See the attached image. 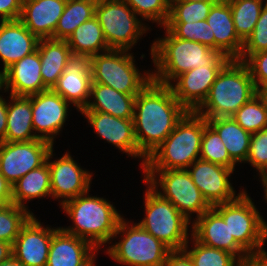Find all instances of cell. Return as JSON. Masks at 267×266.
<instances>
[{"label": "cell", "mask_w": 267, "mask_h": 266, "mask_svg": "<svg viewBox=\"0 0 267 266\" xmlns=\"http://www.w3.org/2000/svg\"><path fill=\"white\" fill-rule=\"evenodd\" d=\"M187 112L169 85L151 80L135 98L133 125L139 151L147 158Z\"/></svg>", "instance_id": "1"}, {"label": "cell", "mask_w": 267, "mask_h": 266, "mask_svg": "<svg viewBox=\"0 0 267 266\" xmlns=\"http://www.w3.org/2000/svg\"><path fill=\"white\" fill-rule=\"evenodd\" d=\"M165 37L155 39L151 59L155 65L152 80L170 85L179 75L204 65H226L231 59L217 50L186 39L175 37L165 26Z\"/></svg>", "instance_id": "2"}, {"label": "cell", "mask_w": 267, "mask_h": 266, "mask_svg": "<svg viewBox=\"0 0 267 266\" xmlns=\"http://www.w3.org/2000/svg\"><path fill=\"white\" fill-rule=\"evenodd\" d=\"M63 210L73 221L72 227H61L66 233L84 239L97 250L111 243L123 218L117 209L103 197L88 192L66 201Z\"/></svg>", "instance_id": "3"}, {"label": "cell", "mask_w": 267, "mask_h": 266, "mask_svg": "<svg viewBox=\"0 0 267 266\" xmlns=\"http://www.w3.org/2000/svg\"><path fill=\"white\" fill-rule=\"evenodd\" d=\"M205 117L188 111L163 143L146 159L142 170L187 169L200 159Z\"/></svg>", "instance_id": "4"}, {"label": "cell", "mask_w": 267, "mask_h": 266, "mask_svg": "<svg viewBox=\"0 0 267 266\" xmlns=\"http://www.w3.org/2000/svg\"><path fill=\"white\" fill-rule=\"evenodd\" d=\"M256 95V87L244 62L231 59L218 73L203 104L195 111L209 118L231 117Z\"/></svg>", "instance_id": "5"}, {"label": "cell", "mask_w": 267, "mask_h": 266, "mask_svg": "<svg viewBox=\"0 0 267 266\" xmlns=\"http://www.w3.org/2000/svg\"><path fill=\"white\" fill-rule=\"evenodd\" d=\"M213 208L228 223L235 241L251 257L267 255L263 246L267 240V222L247 191L244 190L235 200L214 205Z\"/></svg>", "instance_id": "6"}, {"label": "cell", "mask_w": 267, "mask_h": 266, "mask_svg": "<svg viewBox=\"0 0 267 266\" xmlns=\"http://www.w3.org/2000/svg\"><path fill=\"white\" fill-rule=\"evenodd\" d=\"M130 223L124 218L120 220L113 238L122 235L121 240L109 246L106 254L122 265L164 266L171 249L138 223Z\"/></svg>", "instance_id": "7"}, {"label": "cell", "mask_w": 267, "mask_h": 266, "mask_svg": "<svg viewBox=\"0 0 267 266\" xmlns=\"http://www.w3.org/2000/svg\"><path fill=\"white\" fill-rule=\"evenodd\" d=\"M143 182L148 186L144 194L146 215L138 224L171 250L183 249L189 241L188 227L192 222L146 181Z\"/></svg>", "instance_id": "8"}, {"label": "cell", "mask_w": 267, "mask_h": 266, "mask_svg": "<svg viewBox=\"0 0 267 266\" xmlns=\"http://www.w3.org/2000/svg\"><path fill=\"white\" fill-rule=\"evenodd\" d=\"M110 49L91 57L92 82L112 87L116 91L137 95L151 80V71L140 73L133 53Z\"/></svg>", "instance_id": "9"}, {"label": "cell", "mask_w": 267, "mask_h": 266, "mask_svg": "<svg viewBox=\"0 0 267 266\" xmlns=\"http://www.w3.org/2000/svg\"><path fill=\"white\" fill-rule=\"evenodd\" d=\"M142 171L143 180L170 201L188 221L191 222L192 214L195 213L197 219L211 208L187 169Z\"/></svg>", "instance_id": "10"}, {"label": "cell", "mask_w": 267, "mask_h": 266, "mask_svg": "<svg viewBox=\"0 0 267 266\" xmlns=\"http://www.w3.org/2000/svg\"><path fill=\"white\" fill-rule=\"evenodd\" d=\"M95 17L109 49L131 51L150 29L124 0H98Z\"/></svg>", "instance_id": "11"}, {"label": "cell", "mask_w": 267, "mask_h": 266, "mask_svg": "<svg viewBox=\"0 0 267 266\" xmlns=\"http://www.w3.org/2000/svg\"><path fill=\"white\" fill-rule=\"evenodd\" d=\"M53 145L45 140L0 143V174L13 185L29 171L42 166Z\"/></svg>", "instance_id": "12"}, {"label": "cell", "mask_w": 267, "mask_h": 266, "mask_svg": "<svg viewBox=\"0 0 267 266\" xmlns=\"http://www.w3.org/2000/svg\"><path fill=\"white\" fill-rule=\"evenodd\" d=\"M53 152L52 148L46 160L50 170L51 194L55 200L61 198L60 206H62L66 201L90 191L93 173L83 170L69 152L51 161Z\"/></svg>", "instance_id": "13"}, {"label": "cell", "mask_w": 267, "mask_h": 266, "mask_svg": "<svg viewBox=\"0 0 267 266\" xmlns=\"http://www.w3.org/2000/svg\"><path fill=\"white\" fill-rule=\"evenodd\" d=\"M70 103L52 89L31 95L32 123L38 139L54 145L68 118Z\"/></svg>", "instance_id": "14"}, {"label": "cell", "mask_w": 267, "mask_h": 266, "mask_svg": "<svg viewBox=\"0 0 267 266\" xmlns=\"http://www.w3.org/2000/svg\"><path fill=\"white\" fill-rule=\"evenodd\" d=\"M187 171L211 207L233 201L244 191L242 189L236 196L235 188L229 180L234 171L231 168L197 159Z\"/></svg>", "instance_id": "15"}, {"label": "cell", "mask_w": 267, "mask_h": 266, "mask_svg": "<svg viewBox=\"0 0 267 266\" xmlns=\"http://www.w3.org/2000/svg\"><path fill=\"white\" fill-rule=\"evenodd\" d=\"M80 113L85 116L99 138L112 143L128 157L143 159L140 164L143 168L147 158L139 151L133 119H123L97 111H80Z\"/></svg>", "instance_id": "16"}, {"label": "cell", "mask_w": 267, "mask_h": 266, "mask_svg": "<svg viewBox=\"0 0 267 266\" xmlns=\"http://www.w3.org/2000/svg\"><path fill=\"white\" fill-rule=\"evenodd\" d=\"M91 84V57L72 55L52 90L81 111L89 103Z\"/></svg>", "instance_id": "17"}, {"label": "cell", "mask_w": 267, "mask_h": 266, "mask_svg": "<svg viewBox=\"0 0 267 266\" xmlns=\"http://www.w3.org/2000/svg\"><path fill=\"white\" fill-rule=\"evenodd\" d=\"M33 215L12 244V256L25 266H46L53 234L60 227H44Z\"/></svg>", "instance_id": "18"}, {"label": "cell", "mask_w": 267, "mask_h": 266, "mask_svg": "<svg viewBox=\"0 0 267 266\" xmlns=\"http://www.w3.org/2000/svg\"><path fill=\"white\" fill-rule=\"evenodd\" d=\"M224 66L204 65L191 69L179 75L169 86L178 102L187 111L195 112L206 100L212 84Z\"/></svg>", "instance_id": "19"}, {"label": "cell", "mask_w": 267, "mask_h": 266, "mask_svg": "<svg viewBox=\"0 0 267 266\" xmlns=\"http://www.w3.org/2000/svg\"><path fill=\"white\" fill-rule=\"evenodd\" d=\"M191 235L200 243L225 250L235 255L240 261L246 260L251 256L235 241L228 223H225L222 216L211 207L199 218L194 219L191 225Z\"/></svg>", "instance_id": "20"}, {"label": "cell", "mask_w": 267, "mask_h": 266, "mask_svg": "<svg viewBox=\"0 0 267 266\" xmlns=\"http://www.w3.org/2000/svg\"><path fill=\"white\" fill-rule=\"evenodd\" d=\"M38 50L13 63L1 74L2 89L15 96H30L48 90L41 76Z\"/></svg>", "instance_id": "21"}, {"label": "cell", "mask_w": 267, "mask_h": 266, "mask_svg": "<svg viewBox=\"0 0 267 266\" xmlns=\"http://www.w3.org/2000/svg\"><path fill=\"white\" fill-rule=\"evenodd\" d=\"M97 251L88 241L60 227L52 236L46 266H87L96 258Z\"/></svg>", "instance_id": "22"}, {"label": "cell", "mask_w": 267, "mask_h": 266, "mask_svg": "<svg viewBox=\"0 0 267 266\" xmlns=\"http://www.w3.org/2000/svg\"><path fill=\"white\" fill-rule=\"evenodd\" d=\"M39 39L18 19L0 21L2 74L13 63L37 50Z\"/></svg>", "instance_id": "23"}, {"label": "cell", "mask_w": 267, "mask_h": 266, "mask_svg": "<svg viewBox=\"0 0 267 266\" xmlns=\"http://www.w3.org/2000/svg\"><path fill=\"white\" fill-rule=\"evenodd\" d=\"M65 0H23L20 21L38 38H52Z\"/></svg>", "instance_id": "24"}, {"label": "cell", "mask_w": 267, "mask_h": 266, "mask_svg": "<svg viewBox=\"0 0 267 266\" xmlns=\"http://www.w3.org/2000/svg\"><path fill=\"white\" fill-rule=\"evenodd\" d=\"M215 38V50L230 59H238L244 42L238 37L232 18V11L227 1L215 3L206 18Z\"/></svg>", "instance_id": "25"}, {"label": "cell", "mask_w": 267, "mask_h": 266, "mask_svg": "<svg viewBox=\"0 0 267 266\" xmlns=\"http://www.w3.org/2000/svg\"><path fill=\"white\" fill-rule=\"evenodd\" d=\"M88 105L81 111H97L123 119H133L137 95L116 91L112 87L92 82Z\"/></svg>", "instance_id": "26"}, {"label": "cell", "mask_w": 267, "mask_h": 266, "mask_svg": "<svg viewBox=\"0 0 267 266\" xmlns=\"http://www.w3.org/2000/svg\"><path fill=\"white\" fill-rule=\"evenodd\" d=\"M7 102V127L5 142H28L38 139L32 123L31 95L10 94Z\"/></svg>", "instance_id": "27"}, {"label": "cell", "mask_w": 267, "mask_h": 266, "mask_svg": "<svg viewBox=\"0 0 267 266\" xmlns=\"http://www.w3.org/2000/svg\"><path fill=\"white\" fill-rule=\"evenodd\" d=\"M37 50L41 60V76L44 85L52 89L72 56L66 40L39 39Z\"/></svg>", "instance_id": "28"}, {"label": "cell", "mask_w": 267, "mask_h": 266, "mask_svg": "<svg viewBox=\"0 0 267 266\" xmlns=\"http://www.w3.org/2000/svg\"><path fill=\"white\" fill-rule=\"evenodd\" d=\"M218 133L230 158L237 164L244 163L248 156L251 133L245 131L232 117L206 119Z\"/></svg>", "instance_id": "29"}, {"label": "cell", "mask_w": 267, "mask_h": 266, "mask_svg": "<svg viewBox=\"0 0 267 266\" xmlns=\"http://www.w3.org/2000/svg\"><path fill=\"white\" fill-rule=\"evenodd\" d=\"M52 197L50 170L47 161L40 167L29 171L12 185V203L28 209L25 201Z\"/></svg>", "instance_id": "30"}, {"label": "cell", "mask_w": 267, "mask_h": 266, "mask_svg": "<svg viewBox=\"0 0 267 266\" xmlns=\"http://www.w3.org/2000/svg\"><path fill=\"white\" fill-rule=\"evenodd\" d=\"M66 42L72 55L92 57L110 50L95 16L77 27Z\"/></svg>", "instance_id": "31"}, {"label": "cell", "mask_w": 267, "mask_h": 266, "mask_svg": "<svg viewBox=\"0 0 267 266\" xmlns=\"http://www.w3.org/2000/svg\"><path fill=\"white\" fill-rule=\"evenodd\" d=\"M97 1L81 0L67 2L58 20L53 39L67 40L82 23L95 16Z\"/></svg>", "instance_id": "32"}, {"label": "cell", "mask_w": 267, "mask_h": 266, "mask_svg": "<svg viewBox=\"0 0 267 266\" xmlns=\"http://www.w3.org/2000/svg\"><path fill=\"white\" fill-rule=\"evenodd\" d=\"M229 2L235 31L238 37L245 40L252 34L263 9L264 0H237Z\"/></svg>", "instance_id": "33"}, {"label": "cell", "mask_w": 267, "mask_h": 266, "mask_svg": "<svg viewBox=\"0 0 267 266\" xmlns=\"http://www.w3.org/2000/svg\"><path fill=\"white\" fill-rule=\"evenodd\" d=\"M193 246L189 249V241L183 248L191 257L194 266H239L240 260L233 254L198 242L191 235Z\"/></svg>", "instance_id": "34"}, {"label": "cell", "mask_w": 267, "mask_h": 266, "mask_svg": "<svg viewBox=\"0 0 267 266\" xmlns=\"http://www.w3.org/2000/svg\"><path fill=\"white\" fill-rule=\"evenodd\" d=\"M33 215L29 209L13 203L0 206V241L13 244L21 228Z\"/></svg>", "instance_id": "35"}, {"label": "cell", "mask_w": 267, "mask_h": 266, "mask_svg": "<svg viewBox=\"0 0 267 266\" xmlns=\"http://www.w3.org/2000/svg\"><path fill=\"white\" fill-rule=\"evenodd\" d=\"M200 159L231 168L235 171L236 163L230 158L218 133L209 124L204 127Z\"/></svg>", "instance_id": "36"}, {"label": "cell", "mask_w": 267, "mask_h": 266, "mask_svg": "<svg viewBox=\"0 0 267 266\" xmlns=\"http://www.w3.org/2000/svg\"><path fill=\"white\" fill-rule=\"evenodd\" d=\"M165 27L177 38L207 45L215 50V38L206 20L197 22H167Z\"/></svg>", "instance_id": "37"}, {"label": "cell", "mask_w": 267, "mask_h": 266, "mask_svg": "<svg viewBox=\"0 0 267 266\" xmlns=\"http://www.w3.org/2000/svg\"><path fill=\"white\" fill-rule=\"evenodd\" d=\"M231 117L251 134L267 128V113L257 95L242 105Z\"/></svg>", "instance_id": "38"}, {"label": "cell", "mask_w": 267, "mask_h": 266, "mask_svg": "<svg viewBox=\"0 0 267 266\" xmlns=\"http://www.w3.org/2000/svg\"><path fill=\"white\" fill-rule=\"evenodd\" d=\"M220 1L188 2L172 0L170 15L167 22H197L206 20L212 6Z\"/></svg>", "instance_id": "39"}, {"label": "cell", "mask_w": 267, "mask_h": 266, "mask_svg": "<svg viewBox=\"0 0 267 266\" xmlns=\"http://www.w3.org/2000/svg\"><path fill=\"white\" fill-rule=\"evenodd\" d=\"M136 13L137 16L142 17L152 23H157L160 27L166 25L170 15V1L169 0H124ZM144 18V19H143Z\"/></svg>", "instance_id": "40"}, {"label": "cell", "mask_w": 267, "mask_h": 266, "mask_svg": "<svg viewBox=\"0 0 267 266\" xmlns=\"http://www.w3.org/2000/svg\"><path fill=\"white\" fill-rule=\"evenodd\" d=\"M264 3L254 30L245 40L242 53L237 59L241 62H245L252 54L267 50V0Z\"/></svg>", "instance_id": "41"}, {"label": "cell", "mask_w": 267, "mask_h": 266, "mask_svg": "<svg viewBox=\"0 0 267 266\" xmlns=\"http://www.w3.org/2000/svg\"><path fill=\"white\" fill-rule=\"evenodd\" d=\"M244 163L259 172L267 164V128L251 134L248 156Z\"/></svg>", "instance_id": "42"}, {"label": "cell", "mask_w": 267, "mask_h": 266, "mask_svg": "<svg viewBox=\"0 0 267 266\" xmlns=\"http://www.w3.org/2000/svg\"><path fill=\"white\" fill-rule=\"evenodd\" d=\"M256 88L267 86V50L252 54L245 62Z\"/></svg>", "instance_id": "43"}, {"label": "cell", "mask_w": 267, "mask_h": 266, "mask_svg": "<svg viewBox=\"0 0 267 266\" xmlns=\"http://www.w3.org/2000/svg\"><path fill=\"white\" fill-rule=\"evenodd\" d=\"M23 0H0V20H18L22 12Z\"/></svg>", "instance_id": "44"}, {"label": "cell", "mask_w": 267, "mask_h": 266, "mask_svg": "<svg viewBox=\"0 0 267 266\" xmlns=\"http://www.w3.org/2000/svg\"><path fill=\"white\" fill-rule=\"evenodd\" d=\"M164 266H194L189 254L184 250H171Z\"/></svg>", "instance_id": "45"}, {"label": "cell", "mask_w": 267, "mask_h": 266, "mask_svg": "<svg viewBox=\"0 0 267 266\" xmlns=\"http://www.w3.org/2000/svg\"><path fill=\"white\" fill-rule=\"evenodd\" d=\"M12 204V185L0 174V206Z\"/></svg>", "instance_id": "46"}, {"label": "cell", "mask_w": 267, "mask_h": 266, "mask_svg": "<svg viewBox=\"0 0 267 266\" xmlns=\"http://www.w3.org/2000/svg\"><path fill=\"white\" fill-rule=\"evenodd\" d=\"M7 127V100L0 94V143L5 142Z\"/></svg>", "instance_id": "47"}, {"label": "cell", "mask_w": 267, "mask_h": 266, "mask_svg": "<svg viewBox=\"0 0 267 266\" xmlns=\"http://www.w3.org/2000/svg\"><path fill=\"white\" fill-rule=\"evenodd\" d=\"M239 266H267V255L250 257L240 262Z\"/></svg>", "instance_id": "48"}, {"label": "cell", "mask_w": 267, "mask_h": 266, "mask_svg": "<svg viewBox=\"0 0 267 266\" xmlns=\"http://www.w3.org/2000/svg\"><path fill=\"white\" fill-rule=\"evenodd\" d=\"M12 257V244L0 241V263Z\"/></svg>", "instance_id": "49"}, {"label": "cell", "mask_w": 267, "mask_h": 266, "mask_svg": "<svg viewBox=\"0 0 267 266\" xmlns=\"http://www.w3.org/2000/svg\"><path fill=\"white\" fill-rule=\"evenodd\" d=\"M256 95L260 99L266 113H267V86L256 88Z\"/></svg>", "instance_id": "50"}, {"label": "cell", "mask_w": 267, "mask_h": 266, "mask_svg": "<svg viewBox=\"0 0 267 266\" xmlns=\"http://www.w3.org/2000/svg\"><path fill=\"white\" fill-rule=\"evenodd\" d=\"M0 266H25V265L12 256L10 259L1 262Z\"/></svg>", "instance_id": "51"}, {"label": "cell", "mask_w": 267, "mask_h": 266, "mask_svg": "<svg viewBox=\"0 0 267 266\" xmlns=\"http://www.w3.org/2000/svg\"><path fill=\"white\" fill-rule=\"evenodd\" d=\"M261 181H262V186L264 188V193H265V195H264L265 198L264 199L267 202V178H261Z\"/></svg>", "instance_id": "52"}, {"label": "cell", "mask_w": 267, "mask_h": 266, "mask_svg": "<svg viewBox=\"0 0 267 266\" xmlns=\"http://www.w3.org/2000/svg\"><path fill=\"white\" fill-rule=\"evenodd\" d=\"M259 178H267V164L259 171Z\"/></svg>", "instance_id": "53"}, {"label": "cell", "mask_w": 267, "mask_h": 266, "mask_svg": "<svg viewBox=\"0 0 267 266\" xmlns=\"http://www.w3.org/2000/svg\"><path fill=\"white\" fill-rule=\"evenodd\" d=\"M188 2H208V1H222V0H183Z\"/></svg>", "instance_id": "54"}, {"label": "cell", "mask_w": 267, "mask_h": 266, "mask_svg": "<svg viewBox=\"0 0 267 266\" xmlns=\"http://www.w3.org/2000/svg\"><path fill=\"white\" fill-rule=\"evenodd\" d=\"M95 258L87 265V266H96V264H95Z\"/></svg>", "instance_id": "55"}, {"label": "cell", "mask_w": 267, "mask_h": 266, "mask_svg": "<svg viewBox=\"0 0 267 266\" xmlns=\"http://www.w3.org/2000/svg\"><path fill=\"white\" fill-rule=\"evenodd\" d=\"M72 1H81V0H65V2H72ZM91 1H98V0H91Z\"/></svg>", "instance_id": "56"}, {"label": "cell", "mask_w": 267, "mask_h": 266, "mask_svg": "<svg viewBox=\"0 0 267 266\" xmlns=\"http://www.w3.org/2000/svg\"><path fill=\"white\" fill-rule=\"evenodd\" d=\"M0 90L2 91L1 74H0Z\"/></svg>", "instance_id": "57"}]
</instances>
